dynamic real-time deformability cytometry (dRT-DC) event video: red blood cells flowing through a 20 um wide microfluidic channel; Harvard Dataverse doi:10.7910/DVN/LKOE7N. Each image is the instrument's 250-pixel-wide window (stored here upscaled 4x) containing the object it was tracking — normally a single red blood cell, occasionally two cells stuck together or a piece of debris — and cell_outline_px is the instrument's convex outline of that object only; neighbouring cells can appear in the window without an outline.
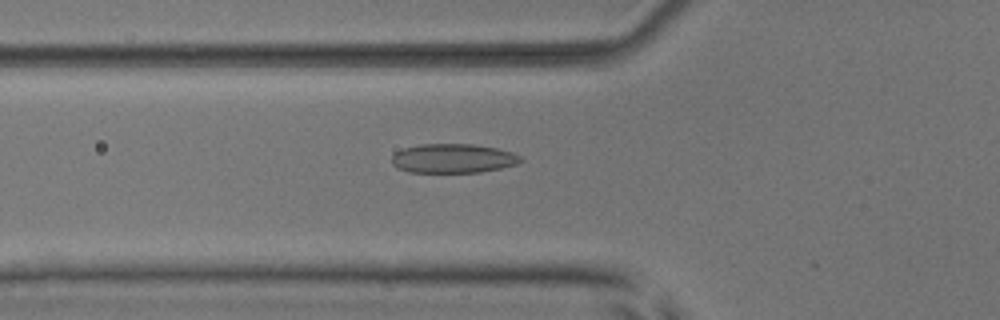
{"species": "common noctule bat (a hibernating species)", "species_latin": "Nyctalus noctula", "temperature_condition": "room temperature", "stored_images_in_passage": 38, "camera_frame_rate_fps": 3000, "um_per_image_px": 0.085, "animal": {"sex": "male", "body_mass_g": 17.9, "forearm_length_mm": 54.2}, "frame": {"image": 1, "passage_image": 9, "time_ms": 2.667, "image_size_px": [1000, 320], "cell_outline_px": [[524, 160], [516, 164], [500, 168], [480, 172], [408, 172], [396, 168], [392, 164], [392, 156], [396, 152], [404, 148], [420, 144], [472, 144], [496, 148], [512, 152], [520, 156]], "centroid_in_image_um": [38.49, 13.46], "position_along_channel_um": 87.3, "area_um2": 21.91}}
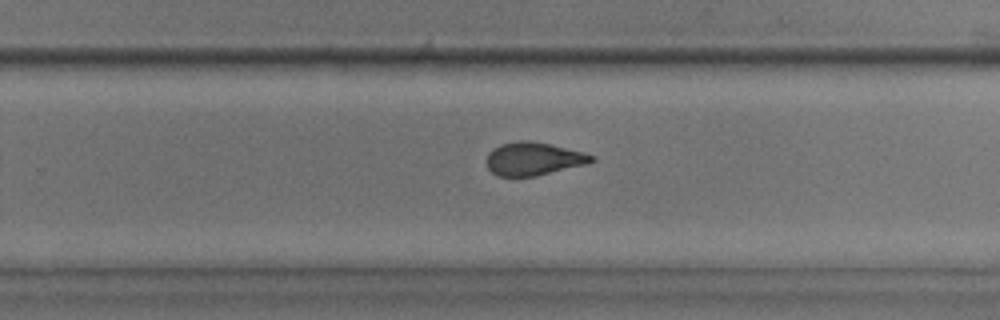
{"frame": {"image": 2, "passage_image": 24, "time_ms": 7.667, "image_size_px": [1000, 320], "cell_outline_px": [[596, 160], [588, 164], [536, 176], [496, 176], [488, 168], [488, 152], [492, 148], [500, 144], [520, 140], [528, 140], [548, 144], [584, 152], [596, 156]], "centroid_in_image_um": [45.37, 13.5], "position_along_channel_um": 284.4, "area_um2": 20.29}}
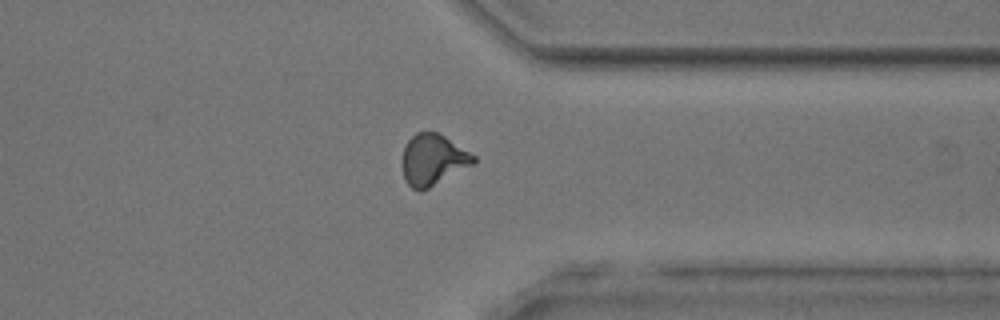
{"frame": {"image": 3, "passage_image": 31, "time_ms": 10.0, "image_size_px": [1000, 320], "cell_outline_px": [[476, 160], [472, 164], [428, 188], [420, 192], [412, 188], [408, 184], [404, 176], [400, 164], [400, 160], [404, 144], [416, 132], [440, 132], [476, 156]], "centroid_in_image_um": [36.75, 13.55], "position_along_channel_um": 374.7, "area_um2": 21.39}, "authors_computed_cell_mechanics": {"area_um2": 20.808, "velocity_mm_per_s": 3.9499, "shape_relaxation_time_tau1_ms": null, "shape_relaxation_time_tau2_ms": 1.3542, "deformation_change_tau1": null, "deformation_change_tau2": 0.0832}}